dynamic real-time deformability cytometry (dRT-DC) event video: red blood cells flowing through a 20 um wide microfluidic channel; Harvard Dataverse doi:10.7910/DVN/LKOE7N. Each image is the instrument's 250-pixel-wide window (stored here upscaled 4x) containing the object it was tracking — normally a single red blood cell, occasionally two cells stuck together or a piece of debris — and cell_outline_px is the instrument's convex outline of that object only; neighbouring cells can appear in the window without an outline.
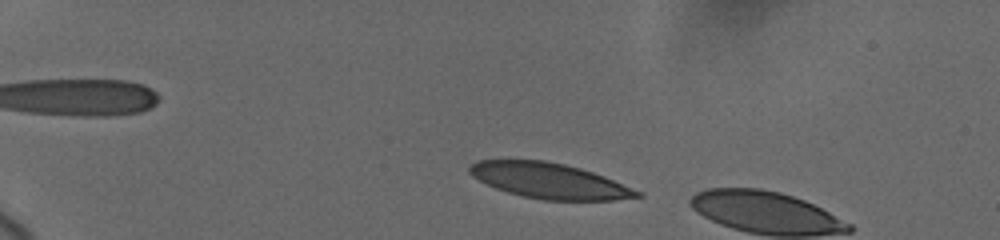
{"species": "human", "species_latin": "Homo sapiens", "temperature_condition": "cold", "stored_images_in_passage": 6, "camera_frame_rate_fps": 3000, "um_per_image_px": 0.085, "donor": {"sex": "female"}, "frame": {"image": 1, "passage_image": 4, "time_ms": 1.0, "image_size_px": [1000, 240], "cell_outline_px": [[644, 196], [616, 200], [544, 200], [524, 196], [508, 192], [496, 188], [472, 176], [468, 172], [468, 168], [476, 160], [544, 160], [564, 164], [580, 168], [604, 176], [644, 192]], "centroid_in_image_um": [46.74, 15.36], "position_along_channel_um": 38.3, "area_um2": 34.51}}